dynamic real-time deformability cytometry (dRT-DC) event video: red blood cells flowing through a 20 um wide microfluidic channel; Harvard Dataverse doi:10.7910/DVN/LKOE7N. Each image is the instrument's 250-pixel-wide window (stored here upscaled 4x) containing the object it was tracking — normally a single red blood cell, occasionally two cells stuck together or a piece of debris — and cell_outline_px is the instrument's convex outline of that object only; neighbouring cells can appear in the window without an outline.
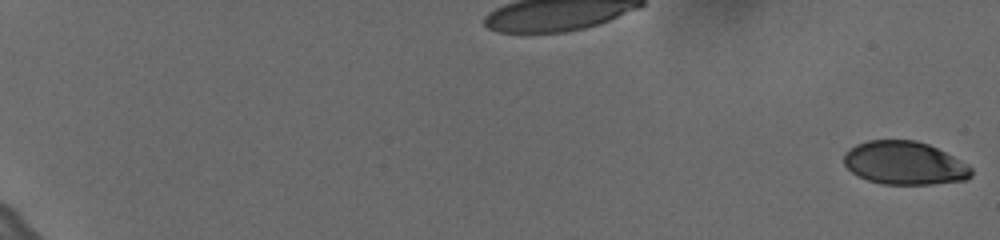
{"species": "human", "species_latin": "Homo sapiens", "temperature_condition": "cold", "stored_images_in_passage": 61, "camera_frame_rate_fps": 3000, "um_per_image_px": 0.085, "donor": {"sex": "female"}, "frame": {"image": 1, "passage_image": 1, "time_ms": 0.0, "image_size_px": [1000, 240], "cell_outline_px": [[972, 176], [964, 180], [932, 184], [880, 184], [868, 180], [852, 172], [844, 164], [844, 152], [848, 148], [856, 144], [868, 140], [916, 140], [928, 144], [968, 164], [972, 168]], "centroid_in_image_um": [76.86, 13.86], "position_along_channel_um": 8.1, "area_um2": 32.08}}
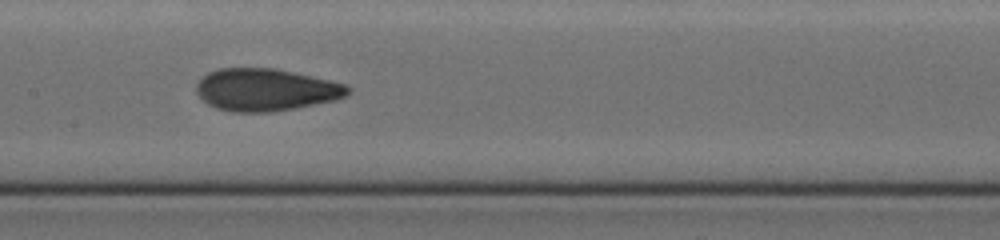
{"frame": {"image": 2, "passage_image": 35, "time_ms": 11.333, "image_size_px": [1000, 240], "cell_outline_px": [[352, 92], [348, 96], [336, 100], [296, 108], [272, 112], [232, 112], [216, 108], [208, 104], [196, 92], [196, 84], [208, 72], [220, 68], [276, 68], [348, 84], [352, 88]], "centroid_in_image_um": [22.65, 7.63], "position_along_channel_um": 184.7, "area_um2": 37.69}}
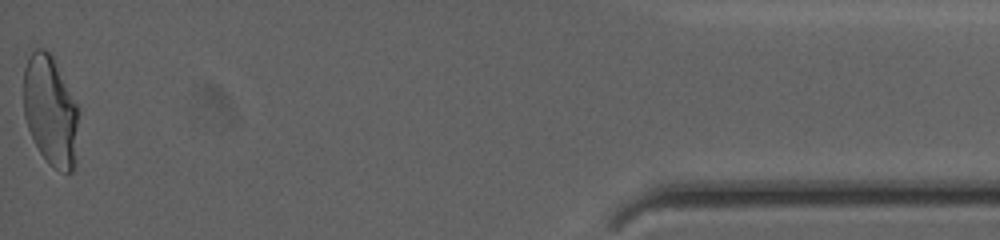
{"frame": {"image": 3, "passage_image": 61, "time_ms": 20.0, "image_size_px": [1000, 240], "cell_outline_px": [[80, 112], [76, 168], [72, 172], [64, 172], [56, 168], [40, 152], [28, 128], [24, 116], [24, 52], [36, 48], [44, 48], [52, 56]], "centroid_in_image_um": [4.3, 9.38], "position_along_channel_um": 430.9, "area_um2": 35.78}, "authors_computed_cell_mechanics": {"area_um2": 35.4314, "velocity_mm_per_s": 3.634, "shape_relaxation_time_tau1_ms": 8.6588, "shape_relaxation_time_tau2_ms": 1.1363, "deformation_change_tau1": 0.2161, "deformation_change_tau2": 0.0516}}